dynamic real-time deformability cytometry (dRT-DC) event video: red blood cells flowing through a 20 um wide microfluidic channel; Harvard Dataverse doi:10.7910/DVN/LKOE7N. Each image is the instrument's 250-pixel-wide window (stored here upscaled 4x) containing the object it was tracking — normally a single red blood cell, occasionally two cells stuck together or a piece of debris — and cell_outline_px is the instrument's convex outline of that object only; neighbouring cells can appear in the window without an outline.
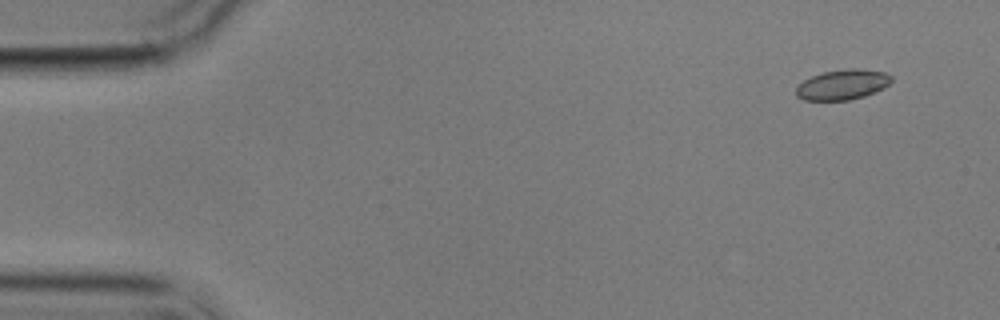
{"species": "common noctule bat (a hibernating species)", "species_latin": "Nyctalus noctula", "temperature_condition": "cold", "stored_images_in_passage": 4, "camera_frame_rate_fps": 3000, "um_per_image_px": 0.085, "animal": {"sex": "male", "body_mass_g": 17.9}, "frame": {"image": 1, "passage_image": 1, "time_ms": 0.0, "image_size_px": [1000, 320], "cell_outline_px": [[892, 80], [884, 88], [876, 92], [864, 96], [848, 100], [804, 100], [796, 96], [796, 88], [804, 80], [812, 76], [824, 72], [848, 68], [860, 68], [884, 72], [892, 76]], "centroid_in_image_um": [71.64, 7.19], "position_along_channel_um": 13.4, "area_um2": 16.76}}